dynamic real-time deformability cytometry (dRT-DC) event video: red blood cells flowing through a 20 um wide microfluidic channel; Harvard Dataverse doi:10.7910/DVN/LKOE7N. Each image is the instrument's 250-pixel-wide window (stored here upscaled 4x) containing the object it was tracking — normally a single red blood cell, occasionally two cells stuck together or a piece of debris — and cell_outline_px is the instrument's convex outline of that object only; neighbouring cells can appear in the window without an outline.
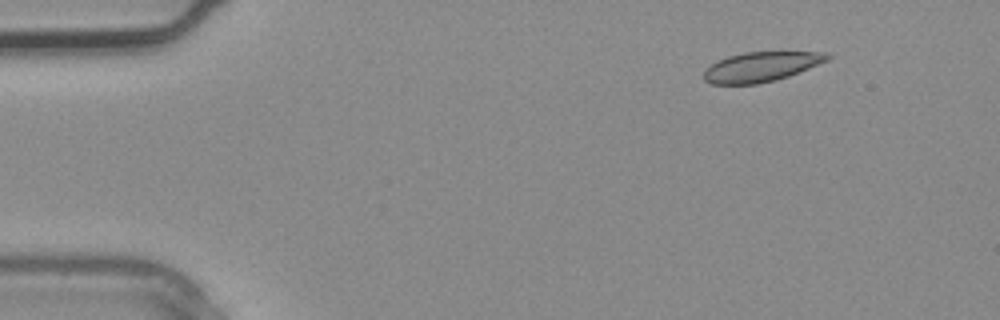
{"species": "common noctule bat (a hibernating species)", "species_latin": "Nyctalus noctula", "temperature_condition": "warm", "stored_images_in_passage": 3, "camera_frame_rate_fps": 3000, "um_per_image_px": 0.085, "animal": {"sex": "male", "body_mass_g": 20.4}, "frame": {"image": 1, "passage_image": 1, "time_ms": 0.0, "image_size_px": [1000, 320], "cell_outline_px": [[832, 56], [828, 60], [800, 72], [776, 80], [756, 84], [712, 84], [704, 80], [704, 72], [716, 60], [728, 56], [744, 52], [824, 52]], "centroid_in_image_um": [64.69, 5.67], "position_along_channel_um": 20.3, "area_um2": 21.33}}
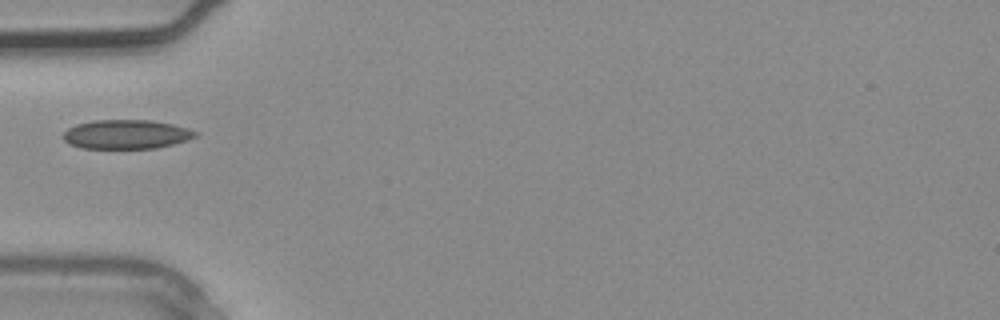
{"frame": {"image": 2, "passage_image": 3, "time_ms": 0.667, "image_size_px": [1000, 320], "cell_outline_px": [[200, 132], [196, 136], [188, 140], [156, 148], [84, 148], [68, 144], [64, 140], [64, 132], [68, 128], [76, 124], [92, 120], [152, 120], [172, 124], [188, 128]], "centroid_in_image_um": [10.75, 11.41], "position_along_channel_um": 74.2, "area_um2": 22.48}}